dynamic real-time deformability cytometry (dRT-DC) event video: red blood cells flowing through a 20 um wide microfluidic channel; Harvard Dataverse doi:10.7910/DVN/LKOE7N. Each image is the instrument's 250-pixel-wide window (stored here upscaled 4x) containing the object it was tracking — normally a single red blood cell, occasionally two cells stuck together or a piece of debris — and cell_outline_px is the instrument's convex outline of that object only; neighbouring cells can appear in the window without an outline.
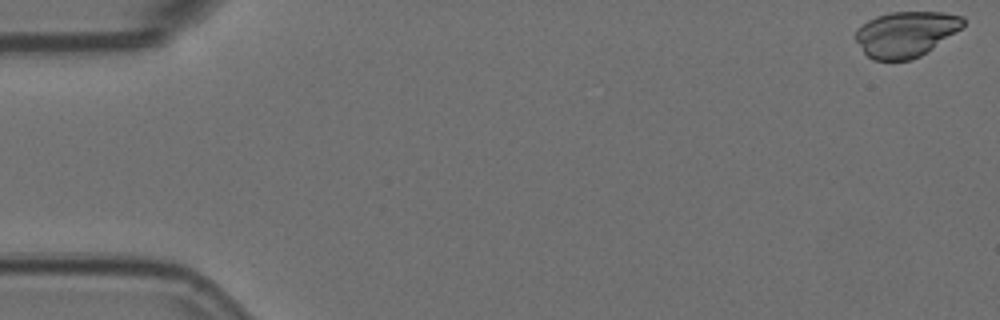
{"species": "Egyptian fruit bat (a non-hibernating species)", "species_latin": "Rousettus aegyptiacus", "temperature_condition": "room temperature", "stored_images_in_passage": 6, "camera_frame_rate_fps": 3000, "um_per_image_px": 0.085, "animal": {"sex": "female"}, "frame": {"image": 1, "passage_image": 1, "time_ms": 0.0, "image_size_px": [1000, 320], "cell_outline_px": [[964, 24], [960, 28], [920, 56], [908, 60], [872, 60], [864, 52], [852, 36], [856, 28], [868, 20], [876, 16], [888, 12], [944, 12], [960, 16], [964, 20]], "centroid_in_image_um": [76.91, 2.88], "position_along_channel_um": 8.1, "area_um2": 28.32}}
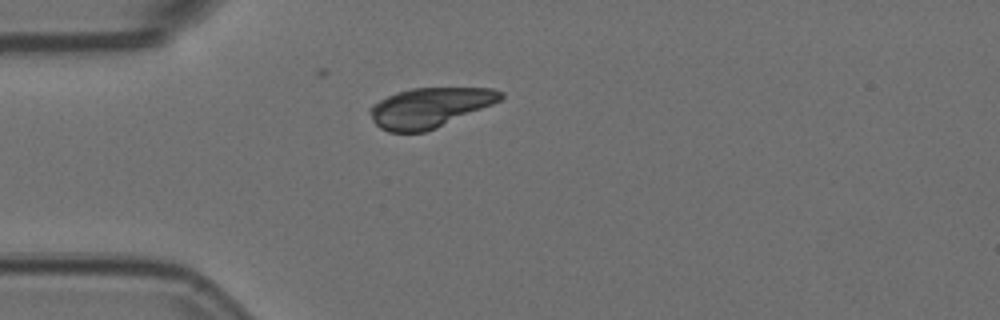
{"frame": {"image": 2, "passage_image": 5, "time_ms": 1.333, "image_size_px": [1000, 320], "cell_outline_px": [[504, 96], [500, 100], [492, 104], [436, 128], [424, 132], [388, 132], [380, 128], [372, 120], [368, 112], [368, 108], [372, 104], [396, 92], [412, 88], [492, 88], [504, 92]], "centroid_in_image_um": [36.48, 9.14], "position_along_channel_um": 48.5, "area_um2": 30.17}}